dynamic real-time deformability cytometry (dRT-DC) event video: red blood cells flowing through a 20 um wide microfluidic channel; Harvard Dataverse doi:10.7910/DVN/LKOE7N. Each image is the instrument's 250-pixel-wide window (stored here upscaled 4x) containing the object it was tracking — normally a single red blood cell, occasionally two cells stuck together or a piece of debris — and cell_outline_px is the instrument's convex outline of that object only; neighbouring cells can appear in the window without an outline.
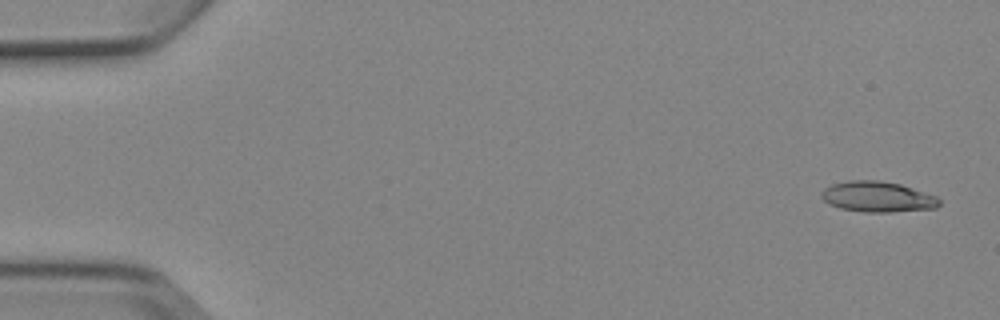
{"species": "Egyptian fruit bat (a non-hibernating species)", "species_latin": "Rousettus aegyptiacus", "temperature_condition": "cold", "stored_images_in_passage": 5, "camera_frame_rate_fps": 3000, "um_per_image_px": 0.085, "animal": {"sex": "female"}, "frame": {"image": 1, "passage_image": 1, "time_ms": 0.0, "image_size_px": [1000, 320], "cell_outline_px": [[940, 204], [936, 208], [888, 212], [864, 212], [840, 208], [828, 204], [820, 196], [820, 192], [824, 188], [832, 184], [848, 180], [880, 180], [900, 184], [936, 196], [940, 200]], "centroid_in_image_um": [74.55, 16.72], "position_along_channel_um": 10.4, "area_um2": 21.04}}
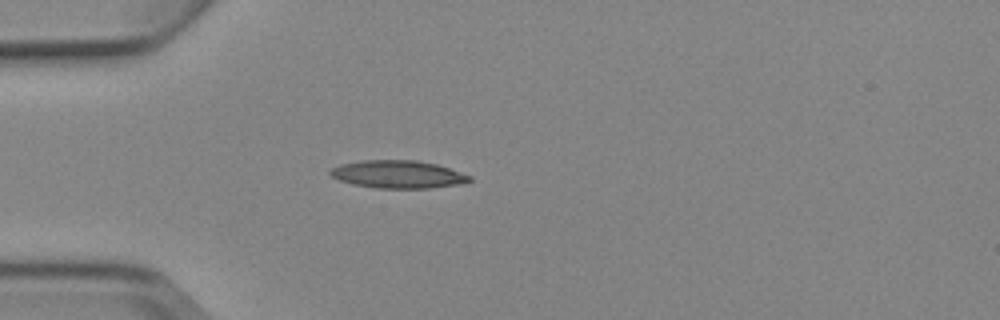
{"frame": {"image": 2, "passage_image": 4, "time_ms": 4.333, "image_size_px": [1000, 320], "cell_outline_px": [[472, 180], [460, 184], [428, 188], [376, 188], [352, 184], [340, 180], [332, 176], [328, 172], [332, 168], [340, 164], [360, 160], [416, 160], [436, 164], [472, 176]], "centroid_in_image_um": [33.81, 14.81], "position_along_channel_um": 51.2, "area_um2": 22.48}}